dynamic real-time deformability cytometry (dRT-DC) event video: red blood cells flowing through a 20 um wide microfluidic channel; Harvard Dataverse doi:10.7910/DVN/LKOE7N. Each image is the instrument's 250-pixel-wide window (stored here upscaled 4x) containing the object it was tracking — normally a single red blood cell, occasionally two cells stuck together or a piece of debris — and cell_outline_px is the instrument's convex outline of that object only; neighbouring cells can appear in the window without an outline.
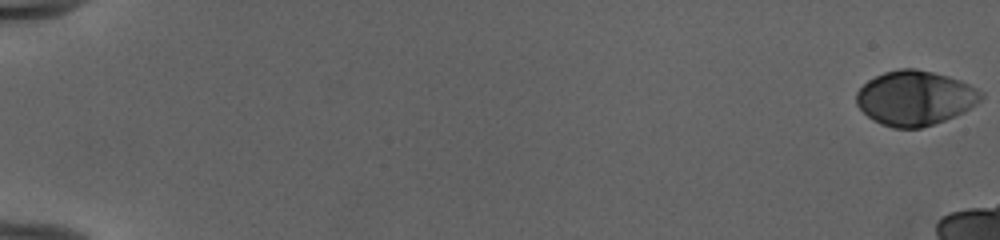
{"species": "human", "species_latin": "Homo sapiens", "temperature_condition": "cold", "stored_images_in_passage": 49, "camera_frame_rate_fps": 3000, "um_per_image_px": 0.085, "donor": {"sex": "female"}, "frame": {"image": 1, "passage_image": 1, "time_ms": 0.0, "image_size_px": [1000, 240], "cell_outline_px": [[984, 96], [976, 104], [964, 112], [956, 116], [920, 128], [892, 128], [880, 124], [872, 120], [856, 104], [856, 92], [868, 80], [884, 72], [900, 68], [916, 68], [948, 76], [960, 80], [984, 92]], "centroid_in_image_um": [77.78, 8.33], "position_along_channel_um": 7.2, "area_um2": 39.77}}
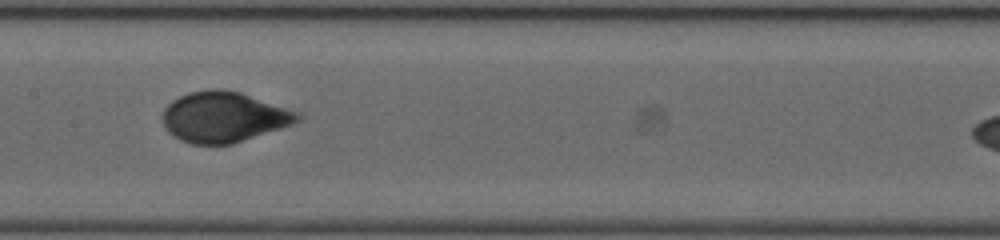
{"frame": {"image": 2, "passage_image": 30, "time_ms": 9.667, "image_size_px": [1000, 240], "cell_outline_px": [[300, 120], [292, 124], [232, 144], [192, 144], [180, 140], [168, 132], [164, 124], [164, 108], [172, 100], [188, 92], [212, 88], [224, 88], [240, 92], [300, 112]], "centroid_in_image_um": [19.02, 9.93], "position_along_channel_um": 188.4, "area_um2": 39.59}}
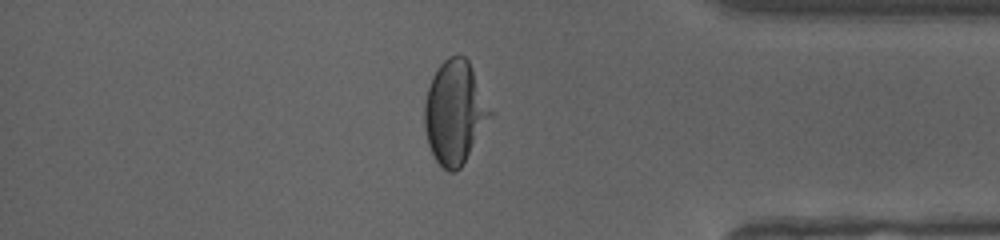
{"frame": {"image": 3, "passage_image": 47, "time_ms": 15.333, "image_size_px": [1000, 240], "cell_outline_px": [[492, 112], [460, 168], [456, 172], [448, 172], [436, 160], [428, 144], [424, 124], [424, 104], [428, 88], [432, 76], [440, 64], [448, 56], [464, 56], [468, 60]], "centroid_in_image_um": [38.61, 9.53], "position_along_channel_um": 396.6, "area_um2": 38.55}}